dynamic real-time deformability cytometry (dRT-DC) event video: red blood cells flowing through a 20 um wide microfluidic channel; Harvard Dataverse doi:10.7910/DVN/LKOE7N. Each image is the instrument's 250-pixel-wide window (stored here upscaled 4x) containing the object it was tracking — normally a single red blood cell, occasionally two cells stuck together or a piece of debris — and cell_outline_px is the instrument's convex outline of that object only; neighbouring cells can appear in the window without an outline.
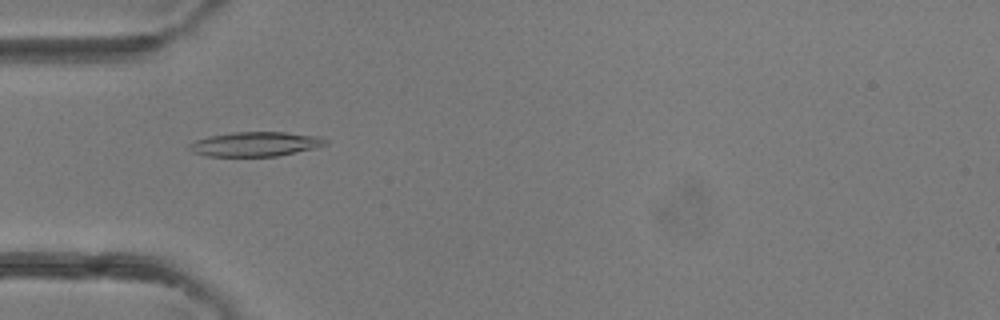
{"species": "common noctule bat (a hibernating species)", "species_latin": "Nyctalus noctula", "temperature_condition": "room temperature", "stored_images_in_passage": 30, "camera_frame_rate_fps": 3000, "um_per_image_px": 0.085, "animal": {"sex": "female"}, "frame": {"image": 1, "passage_image": 2, "time_ms": 0.333, "image_size_px": [1000, 320], "cell_outline_px": [[328, 144], [296, 152], [276, 156], [208, 156], [192, 152], [188, 148], [188, 144], [196, 140], [208, 136], [232, 132], [284, 132], [320, 136], [328, 140]], "centroid_in_image_um": [21.69, 12.24], "position_along_channel_um": 63.3, "area_um2": 19.42}}
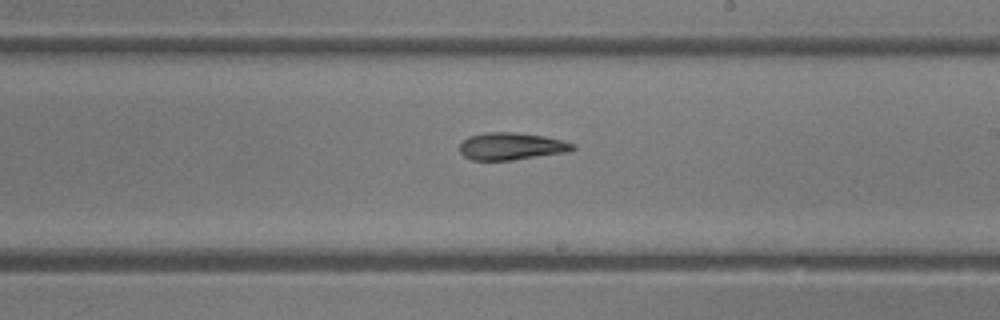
{"frame": {"image": 2, "passage_image": 13, "time_ms": 4.0, "image_size_px": [1000, 320], "cell_outline_px": [[576, 148], [572, 152], [512, 160], [472, 160], [464, 156], [460, 152], [460, 144], [468, 136], [484, 132], [516, 132], [544, 136], [576, 144]], "centroid_in_image_um": [43.5, 12.43], "position_along_channel_um": 245.5, "area_um2": 18.21}}
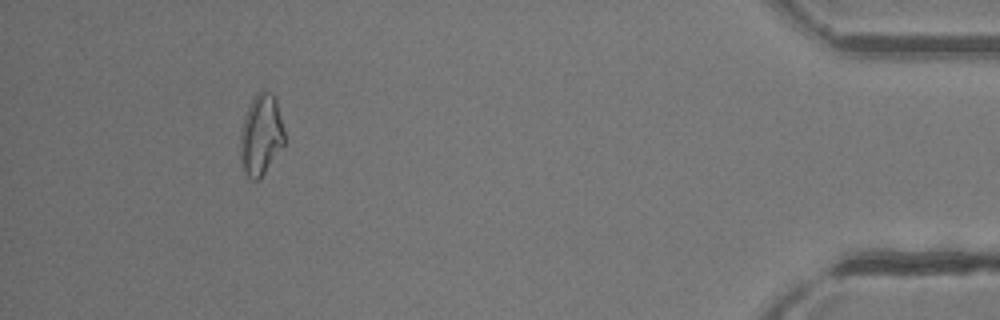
{"frame": {"image": 3, "passage_image": 27, "time_ms": 8.667, "image_size_px": [1000, 320], "cell_outline_px": [[284, 144], [264, 172], [256, 180], [252, 180], [244, 172], [240, 160], [240, 136], [244, 116], [256, 92], [268, 92], [276, 100], [284, 128]], "centroid_in_image_um": [22.17, 11.47], "position_along_channel_um": 413.0, "area_um2": 20.4}}